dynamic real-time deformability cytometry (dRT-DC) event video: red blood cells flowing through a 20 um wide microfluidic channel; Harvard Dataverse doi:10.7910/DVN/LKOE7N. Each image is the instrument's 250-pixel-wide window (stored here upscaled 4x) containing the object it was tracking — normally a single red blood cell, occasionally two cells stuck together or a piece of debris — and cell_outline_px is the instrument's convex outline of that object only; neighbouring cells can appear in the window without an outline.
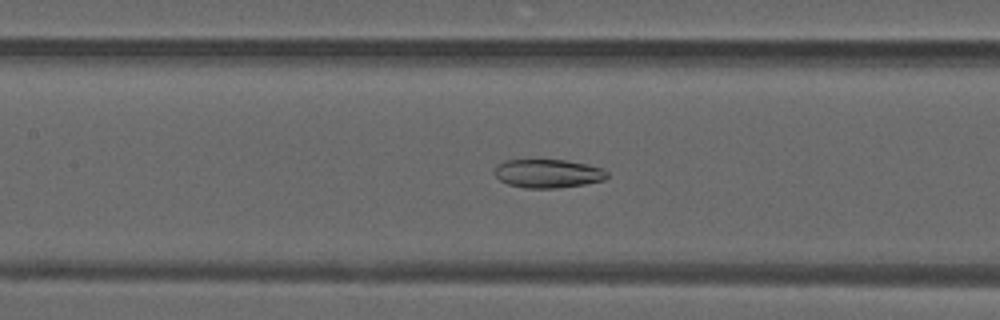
{"species": "common noctule bat (a hibernating species)", "species_latin": "Nyctalus noctula", "temperature_condition": "warm", "stored_images_in_passage": 49, "camera_frame_rate_fps": 3000, "um_per_image_px": 0.085, "animal": {"sex": "male", "forearm_length_mm": 52.5}, "frame": {"image": 1, "passage_image": 23, "time_ms": 7.333, "image_size_px": [1000, 320], "cell_outline_px": [[608, 176], [604, 180], [584, 184], [556, 188], [524, 188], [508, 184], [500, 180], [496, 176], [496, 164], [504, 160], [568, 160], [588, 164], [600, 168], [608, 172]], "centroid_in_image_um": [46.58, 14.74], "position_along_channel_um": 160.8, "area_um2": 18.73}}
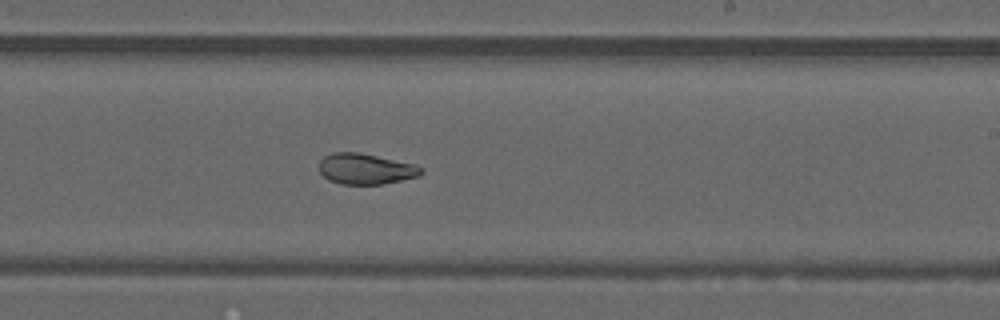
{"frame": {"image": 2, "passage_image": 30, "time_ms": 9.667, "image_size_px": [1000, 320], "cell_outline_px": [[424, 172], [420, 176], [384, 184], [340, 184], [328, 180], [320, 172], [320, 160], [324, 156], [332, 152], [360, 152], [416, 164], [424, 168]], "centroid_in_image_um": [31.12, 14.35], "position_along_channel_um": 257.9, "area_um2": 18.55}}
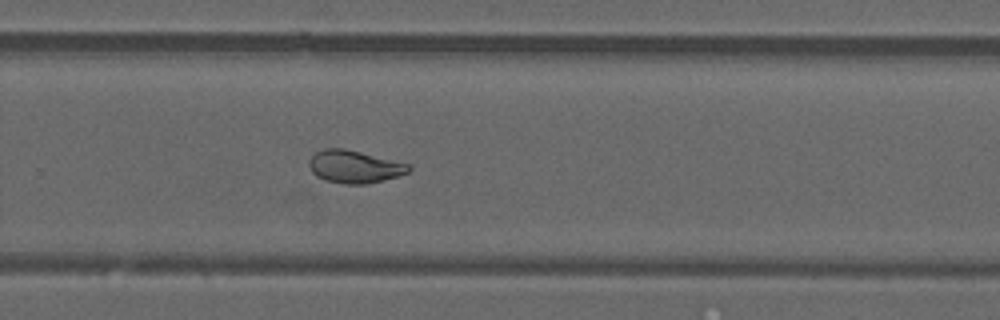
{"frame": {"image": 3, "passage_image": 33, "time_ms": 10.667, "image_size_px": [1000, 320], "cell_outline_px": [[412, 168], [408, 172], [396, 176], [368, 184], [344, 184], [324, 180], [316, 176], [312, 172], [308, 164], [308, 160], [316, 152], [324, 148], [344, 148], [408, 164]], "centroid_in_image_um": [30.07, 14.17], "position_along_channel_um": 299.7, "area_um2": 18.79}, "authors_computed_cell_mechanics": {"area_um2": 21.7906, "velocity_mm_per_s": 4.1857, "shape_relaxation_time_tau1_ms": null, "shape_relaxation_time_tau2_ms": 1.8682, "deformation_change_tau1": null, "deformation_change_tau2": 0.0747}}